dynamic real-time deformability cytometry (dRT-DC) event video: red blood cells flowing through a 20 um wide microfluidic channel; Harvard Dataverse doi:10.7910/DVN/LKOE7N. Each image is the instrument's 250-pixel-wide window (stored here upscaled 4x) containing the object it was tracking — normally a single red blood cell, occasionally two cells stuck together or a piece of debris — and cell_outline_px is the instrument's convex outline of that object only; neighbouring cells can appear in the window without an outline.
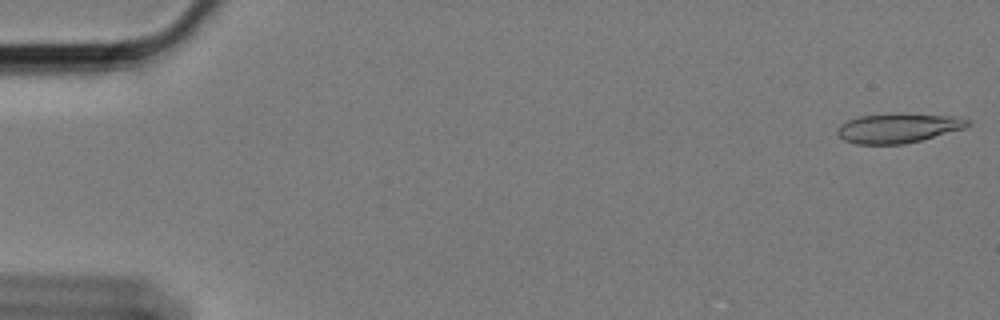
{"species": "Egyptian fruit bat (a non-hibernating species)", "species_latin": "Rousettus aegyptiacus", "temperature_condition": "cold", "stored_images_in_passage": 59, "camera_frame_rate_fps": 3000, "um_per_image_px": 0.085, "animal": {"sex": "female"}, "frame": {"image": 1, "passage_image": 1, "time_ms": 0.0, "image_size_px": [1000, 320], "cell_outline_px": [[968, 124], [964, 128], [920, 140], [904, 144], [856, 144], [844, 140], [836, 132], [836, 128], [840, 124], [848, 120], [860, 116], [956, 116], [968, 120]], "centroid_in_image_um": [76.26, 10.94], "position_along_channel_um": 8.7, "area_um2": 21.15}}
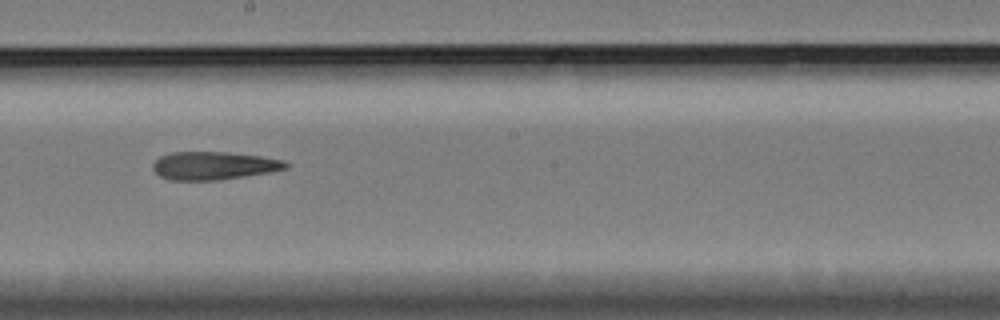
{"frame": {"image": 2, "passage_image": 33, "time_ms": 10.667, "image_size_px": [1000, 320], "cell_outline_px": [[288, 168], [272, 172], [220, 180], [168, 180], [160, 176], [152, 168], [152, 164], [160, 156], [172, 152], [228, 152], [260, 156], [284, 160], [288, 164]], "centroid_in_image_um": [18.18, 14.08], "position_along_channel_um": 230.0, "area_um2": 21.85}}
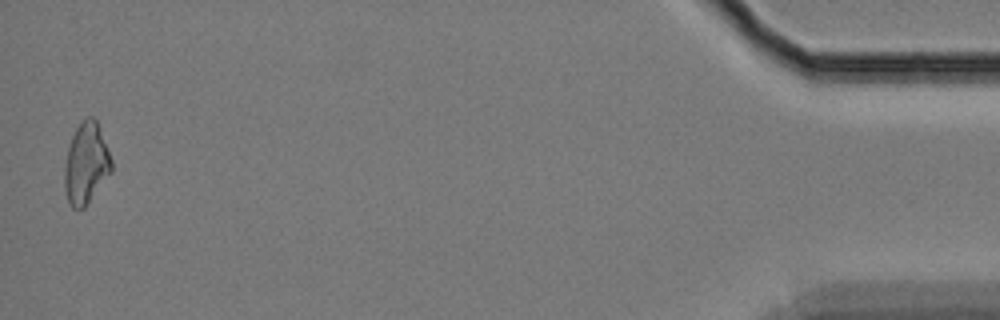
{"frame": {"image": 3, "passage_image": 58, "time_ms": 19.0, "image_size_px": [1000, 320], "cell_outline_px": [[112, 172], [84, 208], [72, 208], [68, 204], [64, 188], [64, 164], [68, 148], [72, 136], [76, 128], [88, 116], [92, 116], [96, 120], [112, 160]], "centroid_in_image_um": [7.31, 13.93], "position_along_channel_um": 427.9, "area_um2": 22.14}}